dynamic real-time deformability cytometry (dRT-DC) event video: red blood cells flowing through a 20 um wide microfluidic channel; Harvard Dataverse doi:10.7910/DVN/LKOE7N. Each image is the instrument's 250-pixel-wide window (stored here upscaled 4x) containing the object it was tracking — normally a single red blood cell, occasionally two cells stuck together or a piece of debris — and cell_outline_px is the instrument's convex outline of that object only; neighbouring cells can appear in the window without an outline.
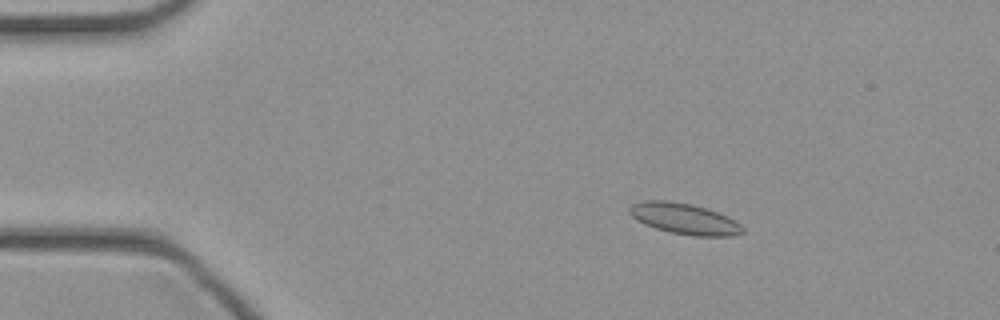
{"species": "common noctule bat (a hibernating species)", "species_latin": "Nyctalus noctula", "temperature_condition": "cold", "stored_images_in_passage": 43, "camera_frame_rate_fps": 3000, "um_per_image_px": 0.085, "animal": {"sex": "female", "body_mass_g": 21.9}, "frame": {"image": 1, "passage_image": 5, "time_ms": 1.333, "image_size_px": [1000, 320], "cell_outline_px": [[744, 232], [732, 236], [692, 236], [672, 232], [656, 228], [644, 224], [636, 220], [628, 212], [628, 208], [632, 204], [644, 200], [668, 200], [692, 204], [708, 208], [728, 216], [736, 220], [744, 228]], "centroid_in_image_um": [58.18, 18.58], "position_along_channel_um": 26.8, "area_um2": 20.63}}
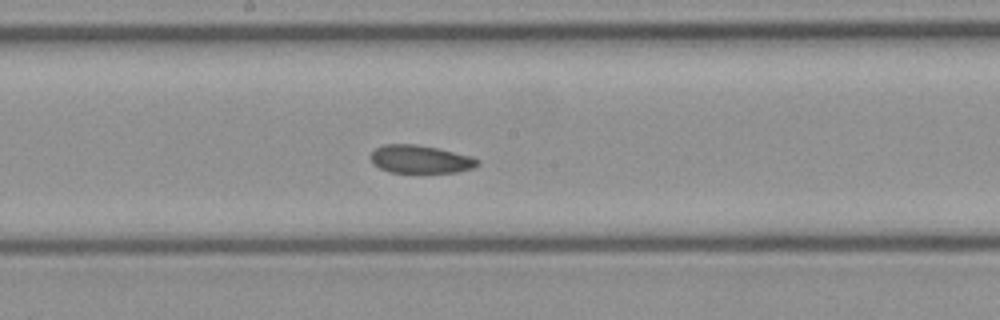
{"frame": {"image": 2, "passage_image": 22, "time_ms": 7.0, "image_size_px": [1000, 320], "cell_outline_px": [[480, 164], [472, 168], [456, 172], [388, 172], [372, 164], [368, 156], [376, 148], [384, 144], [416, 144], [436, 148], [472, 156], [480, 160]], "centroid_in_image_um": [35.7, 13.53], "position_along_channel_um": 212.5, "area_um2": 17.51}}
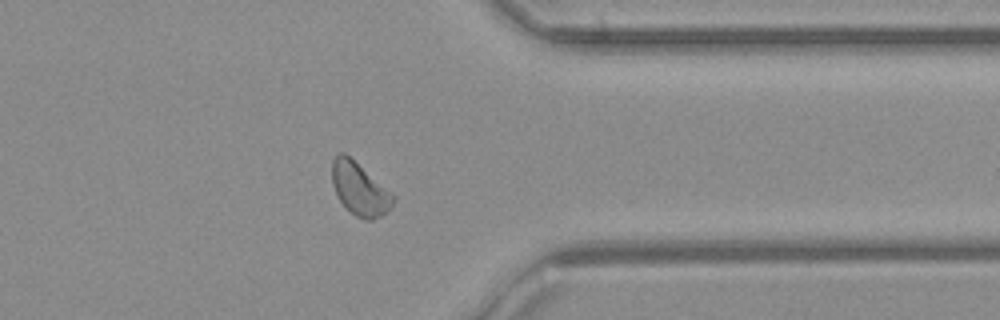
{"frame": {"image": 3, "passage_image": 34, "time_ms": 11.0, "image_size_px": [1000, 320], "cell_outline_px": [[396, 200], [392, 208], [388, 212], [372, 220], [364, 220], [356, 216], [340, 200], [332, 184], [332, 160], [340, 152], [344, 152], [396, 196]], "centroid_in_image_um": [30.6, 16.08], "position_along_channel_um": 380.8, "area_um2": 18.61}}